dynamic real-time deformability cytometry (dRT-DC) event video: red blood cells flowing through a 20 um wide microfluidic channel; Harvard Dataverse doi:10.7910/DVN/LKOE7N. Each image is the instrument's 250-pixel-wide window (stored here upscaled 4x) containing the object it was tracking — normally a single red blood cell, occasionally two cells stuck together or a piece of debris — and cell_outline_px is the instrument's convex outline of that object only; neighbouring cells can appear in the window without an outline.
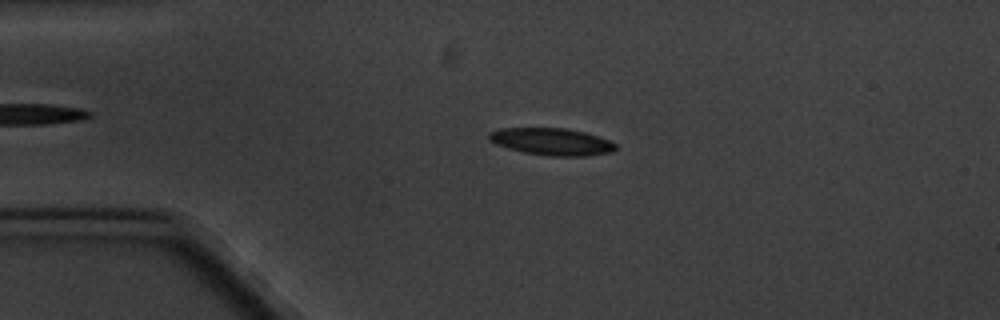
{"species": "common noctule bat (a hibernating species)", "species_latin": "Nyctalus noctula", "temperature_condition": "cold", "stored_images_in_passage": 3, "camera_frame_rate_fps": 3000, "um_per_image_px": 0.085, "animal": {"sex": "male", "body_mass_g": 20.1, "forearm_length_mm": 53.5}, "frame": {"image": 1, "passage_image": 3, "time_ms": 2.333, "image_size_px": [1000, 320], "cell_outline_px": [[616, 148], [612, 152], [588, 156], [548, 156], [524, 152], [508, 148], [496, 144], [488, 140], [488, 132], [500, 128], [564, 128], [584, 132], [608, 140], [616, 144]], "centroid_in_image_um": [46.86, 12.04], "position_along_channel_um": 38.1, "area_um2": 20.0}}